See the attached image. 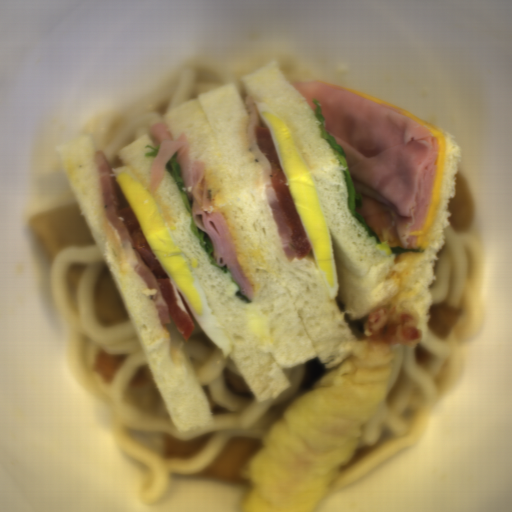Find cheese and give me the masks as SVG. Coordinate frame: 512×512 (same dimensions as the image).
Listing matches in <instances>:
<instances>
[{
	"mask_svg": "<svg viewBox=\"0 0 512 512\" xmlns=\"http://www.w3.org/2000/svg\"><path fill=\"white\" fill-rule=\"evenodd\" d=\"M334 87L346 90L348 92H351L353 94H356L358 96L366 98L372 102H375L379 105L386 104L388 106L396 108V109L402 111L403 114L405 115V117L413 118L419 124H421L423 127L428 129L430 131V133L432 134V136L436 138V140L438 142L436 158L434 161V165H436V171H435L429 205H428L425 217H424L423 228L415 229L414 231L409 232V236L417 237L416 244L419 246L417 249L427 250L429 245L432 242L430 233H431L434 223L437 219L438 212H439L440 205H441L442 186H443L445 160H446V149H447V142H446L444 131L439 129L438 127L426 122L425 120L405 111L404 109H402L392 103H389L387 101H384V100L374 97L372 95L362 93V92H359V91H356L353 89H349V88H345V87H341V86H337V85Z\"/></svg>",
	"mask_w": 512,
	"mask_h": 512,
	"instance_id": "1",
	"label": "cheese"
}]
</instances>
